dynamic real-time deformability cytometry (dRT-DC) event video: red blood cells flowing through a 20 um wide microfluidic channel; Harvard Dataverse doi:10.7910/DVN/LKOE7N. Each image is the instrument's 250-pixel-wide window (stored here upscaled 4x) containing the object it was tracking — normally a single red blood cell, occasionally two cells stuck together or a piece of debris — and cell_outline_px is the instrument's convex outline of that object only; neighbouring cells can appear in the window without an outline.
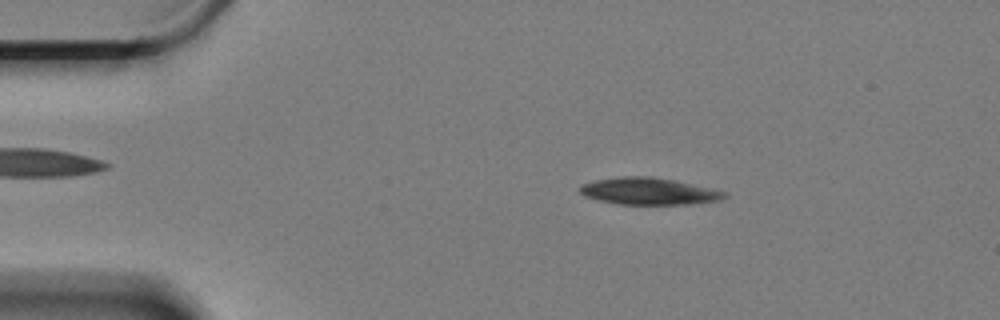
{"species": "Egyptian fruit bat (a non-hibernating species)", "species_latin": "Rousettus aegyptiacus", "temperature_condition": "cold", "stored_images_in_passage": 58, "camera_frame_rate_fps": 3000, "um_per_image_px": 0.085, "animal": {"sex": "female"}, "frame": {"image": 1, "passage_image": 8, "time_ms": 2.333, "image_size_px": [1000, 320], "cell_outline_px": [[728, 196], [720, 200], [692, 204], [616, 204], [596, 200], [584, 196], [580, 192], [580, 184], [596, 180], [624, 176], [652, 176], [676, 180], [728, 192]], "centroid_in_image_um": [55.16, 16.25], "position_along_channel_um": 29.8, "area_um2": 22.89}}
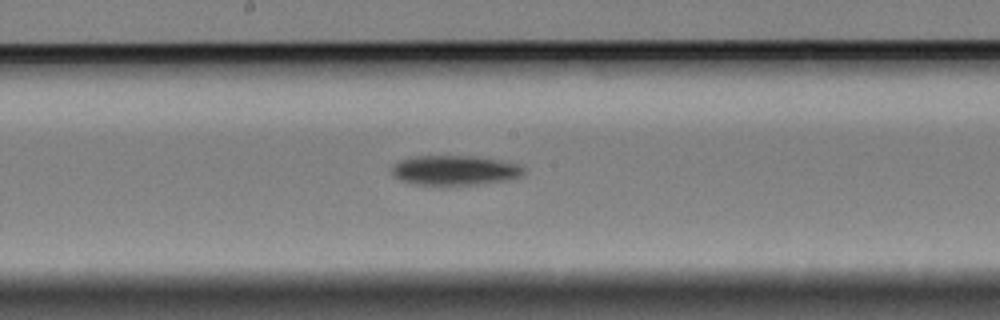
{"frame": {"image": 2, "passage_image": 29, "time_ms": 9.333, "image_size_px": [1000, 320], "cell_outline_px": [[524, 176], [512, 180], [480, 184], [444, 188], [436, 188], [408, 184], [400, 180], [392, 172], [392, 164], [400, 160], [416, 156], [472, 156], [496, 160], [516, 164], [524, 168]], "centroid_in_image_um": [38.61, 14.54], "position_along_channel_um": 209.6, "area_um2": 23.93}}
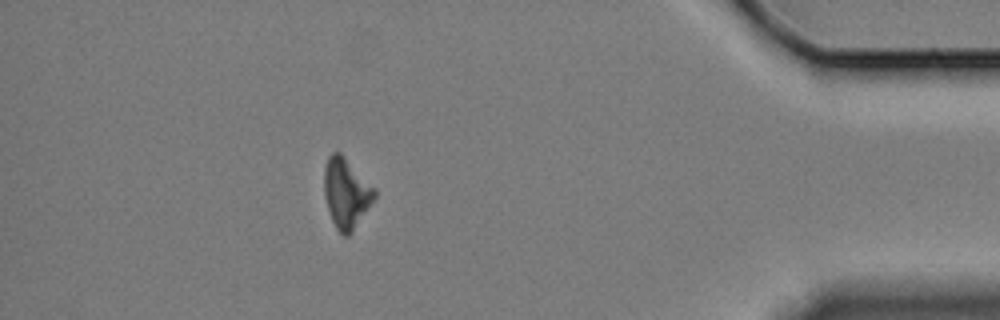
{"frame": {"image": 3, "passage_image": 51, "time_ms": 16.667, "image_size_px": [1000, 320], "cell_outline_px": [[376, 196], [352, 232], [348, 236], [344, 236], [336, 228], [332, 220], [324, 196], [324, 168], [328, 156], [332, 152], [340, 152], [376, 188]], "centroid_in_image_um": [29.42, 16.39], "position_along_channel_um": 405.8, "area_um2": 20.46}, "authors_computed_cell_mechanics": {"area_um2": 22.5998, "velocity_mm_per_s": 3.2871, "shape_relaxation_time_tau1_ms": 1.87, "shape_relaxation_time_tau2_ms": null, "deformation_change_tau1": 0.0978, "deformation_change_tau2": null}}